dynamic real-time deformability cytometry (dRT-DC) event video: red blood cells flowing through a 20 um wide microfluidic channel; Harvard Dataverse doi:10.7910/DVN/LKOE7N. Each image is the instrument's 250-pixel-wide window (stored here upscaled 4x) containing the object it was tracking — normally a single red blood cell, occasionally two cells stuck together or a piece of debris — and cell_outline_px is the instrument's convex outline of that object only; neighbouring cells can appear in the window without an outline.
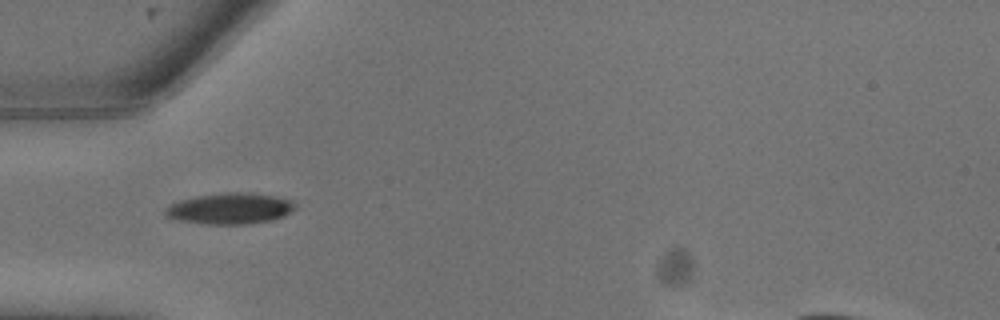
{"species": "common noctule bat (a hibernating species)", "species_latin": "Nyctalus noctula", "temperature_condition": "warm", "stored_images_in_passage": 2, "camera_frame_rate_fps": 3000, "um_per_image_px": 0.085, "animal": {"sex": "male", "body_mass_g": 13.3}, "frame": {"image": 1, "passage_image": 1, "time_ms": 0.0, "image_size_px": [1000, 320], "cell_outline_px": [[296, 208], [284, 216], [272, 220], [252, 224], [204, 224], [180, 220], [164, 216], [164, 208], [180, 200], [196, 196], [224, 192], [248, 192], [276, 196], [292, 200], [296, 204]], "centroid_in_image_um": [19.57, 17.72], "position_along_channel_um": 65.4, "area_um2": 23.76}}